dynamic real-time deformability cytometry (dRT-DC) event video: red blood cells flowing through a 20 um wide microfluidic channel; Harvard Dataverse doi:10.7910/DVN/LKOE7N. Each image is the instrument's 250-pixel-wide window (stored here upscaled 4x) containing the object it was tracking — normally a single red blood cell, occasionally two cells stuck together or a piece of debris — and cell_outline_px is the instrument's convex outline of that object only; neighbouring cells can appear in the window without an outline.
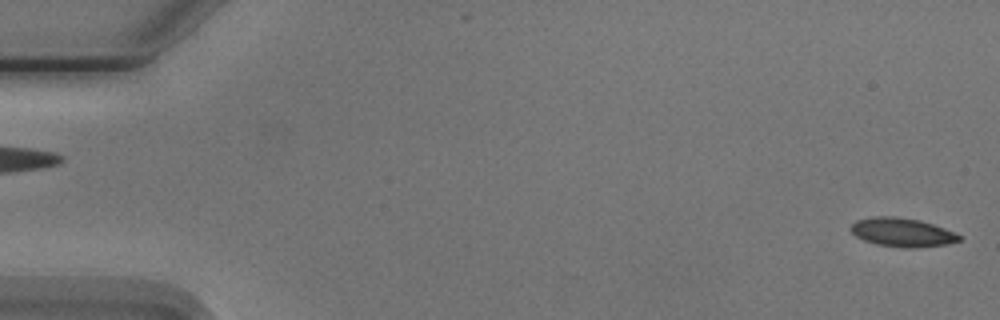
{"species": "Egyptian fruit bat (a non-hibernating species)", "species_latin": "Rousettus aegyptiacus", "temperature_condition": "cold", "stored_images_in_passage": 2, "segment_of_instrument_passage": [2, 2], "camera_frame_rate_fps": 3000, "um_per_image_px": 0.085, "animal": {"sex": "male"}, "frame": {"image": 1, "passage_image": 2, "time_ms": 2.333, "image_size_px": [1000, 320], "cell_outline_px": [[960, 240], [948, 244], [916, 248], [904, 248], [876, 244], [864, 240], [856, 236], [848, 228], [856, 220], [872, 216], [892, 216], [920, 220], [944, 228], [960, 236]], "centroid_in_image_um": [76.64, 19.75], "position_along_channel_um": 8.4, "area_um2": 18.15}}